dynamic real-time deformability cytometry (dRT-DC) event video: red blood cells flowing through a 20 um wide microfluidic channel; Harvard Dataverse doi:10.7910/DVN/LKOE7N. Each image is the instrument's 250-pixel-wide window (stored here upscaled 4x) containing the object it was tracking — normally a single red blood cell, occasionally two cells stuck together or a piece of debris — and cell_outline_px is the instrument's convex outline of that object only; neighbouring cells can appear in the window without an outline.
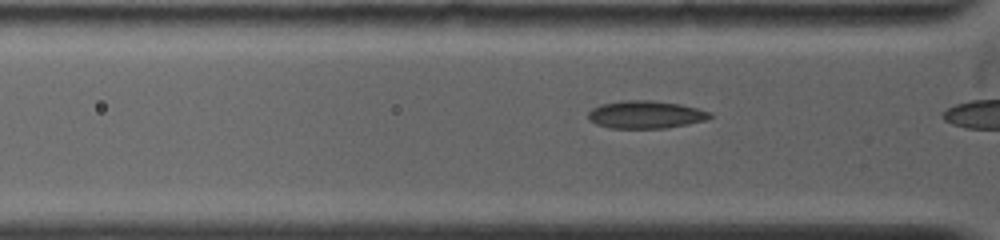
{"species": "common noctule bat (a hibernating species)", "species_latin": "Nyctalus noctula", "temperature_condition": "warm", "stored_images_in_passage": 7, "camera_frame_rate_fps": 5000, "um_per_image_px": 0.085, "animal": {"sex": "female", "body_mass_g": 19.0, "forearm_length_mm": 53.3}, "frame": {"image": 1, "passage_image": 6, "time_ms": 1.2, "image_size_px": [1000, 240], "cell_outline_px": [[712, 116], [708, 120], [688, 124], [664, 128], [612, 128], [596, 124], [588, 120], [588, 112], [592, 108], [600, 104], [620, 100], [652, 100], [680, 104], [712, 112]], "centroid_in_image_um": [54.87, 9.73], "position_along_channel_um": 70.9, "area_um2": 19.83}}